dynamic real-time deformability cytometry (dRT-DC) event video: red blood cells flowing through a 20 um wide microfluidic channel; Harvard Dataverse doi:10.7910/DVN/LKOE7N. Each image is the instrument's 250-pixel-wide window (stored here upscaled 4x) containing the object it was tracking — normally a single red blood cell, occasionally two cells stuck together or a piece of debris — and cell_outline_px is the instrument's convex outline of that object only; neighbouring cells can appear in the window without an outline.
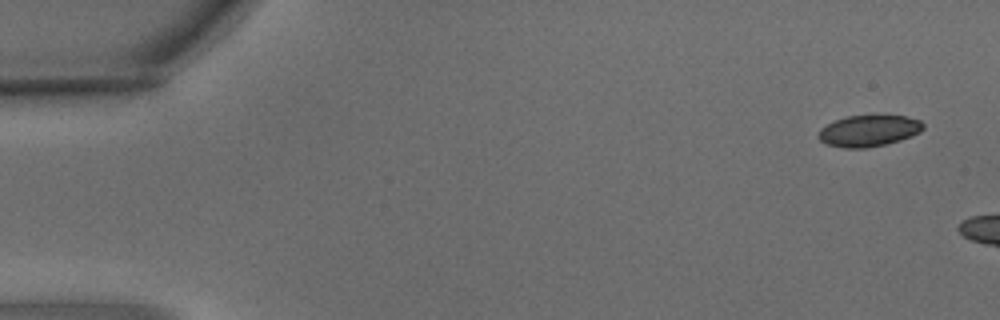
{"species": "common noctule bat (a hibernating species)", "species_latin": "Nyctalus noctula", "temperature_condition": "warm", "stored_images_in_passage": 2, "camera_frame_rate_fps": 3000, "um_per_image_px": 0.085, "animal": {"sex": "male", "body_mass_g": 15.6}, "frame": {"image": 1, "passage_image": 1, "time_ms": 0.0, "image_size_px": [1000, 320], "cell_outline_px": [[924, 128], [920, 132], [912, 136], [900, 140], [884, 144], [864, 148], [844, 148], [824, 144], [816, 136], [820, 128], [836, 120], [848, 116], [904, 116], [920, 120], [924, 124]], "centroid_in_image_um": [73.82, 11.13], "position_along_channel_um": 11.2, "area_um2": 19.07}}